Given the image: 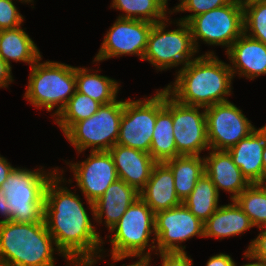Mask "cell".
Here are the masks:
<instances>
[{"mask_svg": "<svg viewBox=\"0 0 266 266\" xmlns=\"http://www.w3.org/2000/svg\"><path fill=\"white\" fill-rule=\"evenodd\" d=\"M58 174L59 171L47 182L44 193V221L48 232L54 238L58 254L72 266H93L101 257L104 240L92 226L81 198L60 186L65 178Z\"/></svg>", "mask_w": 266, "mask_h": 266, "instance_id": "1", "label": "cell"}, {"mask_svg": "<svg viewBox=\"0 0 266 266\" xmlns=\"http://www.w3.org/2000/svg\"><path fill=\"white\" fill-rule=\"evenodd\" d=\"M173 85L164 88L178 102L203 107L227 102L231 94L233 74L230 65L219 60L214 52L198 56L177 72Z\"/></svg>", "mask_w": 266, "mask_h": 266, "instance_id": "2", "label": "cell"}, {"mask_svg": "<svg viewBox=\"0 0 266 266\" xmlns=\"http://www.w3.org/2000/svg\"><path fill=\"white\" fill-rule=\"evenodd\" d=\"M54 238L45 221L0 223V266H55Z\"/></svg>", "mask_w": 266, "mask_h": 266, "instance_id": "3", "label": "cell"}, {"mask_svg": "<svg viewBox=\"0 0 266 266\" xmlns=\"http://www.w3.org/2000/svg\"><path fill=\"white\" fill-rule=\"evenodd\" d=\"M40 60L41 57L31 66L24 98L38 109L44 107L48 112L58 106L53 114L55 116L76 91L75 67L53 61L40 63Z\"/></svg>", "mask_w": 266, "mask_h": 266, "instance_id": "4", "label": "cell"}, {"mask_svg": "<svg viewBox=\"0 0 266 266\" xmlns=\"http://www.w3.org/2000/svg\"><path fill=\"white\" fill-rule=\"evenodd\" d=\"M42 171V172H41ZM58 171L14 168L0 188L4 189L10 205L11 220L17 223L44 221V193L47 182Z\"/></svg>", "mask_w": 266, "mask_h": 266, "instance_id": "5", "label": "cell"}, {"mask_svg": "<svg viewBox=\"0 0 266 266\" xmlns=\"http://www.w3.org/2000/svg\"><path fill=\"white\" fill-rule=\"evenodd\" d=\"M123 110L124 100L101 105L95 114L74 123L64 135L79 154L89 147L90 151H109L117 143Z\"/></svg>", "mask_w": 266, "mask_h": 266, "instance_id": "6", "label": "cell"}, {"mask_svg": "<svg viewBox=\"0 0 266 266\" xmlns=\"http://www.w3.org/2000/svg\"><path fill=\"white\" fill-rule=\"evenodd\" d=\"M165 21L168 22V19L153 24L142 60L149 61L159 71L179 64L183 65L180 70L186 69L197 53L190 27L188 23L179 21L176 22L177 29L166 31Z\"/></svg>", "mask_w": 266, "mask_h": 266, "instance_id": "7", "label": "cell"}, {"mask_svg": "<svg viewBox=\"0 0 266 266\" xmlns=\"http://www.w3.org/2000/svg\"><path fill=\"white\" fill-rule=\"evenodd\" d=\"M155 213L139 197L131 204L121 219L109 230L114 232L110 239L111 255L149 256L156 246H150V236L155 234ZM146 247H149L145 253Z\"/></svg>", "mask_w": 266, "mask_h": 266, "instance_id": "8", "label": "cell"}, {"mask_svg": "<svg viewBox=\"0 0 266 266\" xmlns=\"http://www.w3.org/2000/svg\"><path fill=\"white\" fill-rule=\"evenodd\" d=\"M188 25L198 52V40L208 45H231L244 33L243 9L233 0L224 6L193 17Z\"/></svg>", "mask_w": 266, "mask_h": 266, "instance_id": "9", "label": "cell"}, {"mask_svg": "<svg viewBox=\"0 0 266 266\" xmlns=\"http://www.w3.org/2000/svg\"><path fill=\"white\" fill-rule=\"evenodd\" d=\"M154 245L156 252H185L181 244L194 236L204 237V223L182 203L181 205L155 213Z\"/></svg>", "mask_w": 266, "mask_h": 266, "instance_id": "10", "label": "cell"}, {"mask_svg": "<svg viewBox=\"0 0 266 266\" xmlns=\"http://www.w3.org/2000/svg\"><path fill=\"white\" fill-rule=\"evenodd\" d=\"M205 114L210 151H227L256 129L230 101L205 108Z\"/></svg>", "mask_w": 266, "mask_h": 266, "instance_id": "11", "label": "cell"}, {"mask_svg": "<svg viewBox=\"0 0 266 266\" xmlns=\"http://www.w3.org/2000/svg\"><path fill=\"white\" fill-rule=\"evenodd\" d=\"M156 123V94L143 100H124L116 144L150 153Z\"/></svg>", "mask_w": 266, "mask_h": 266, "instance_id": "12", "label": "cell"}, {"mask_svg": "<svg viewBox=\"0 0 266 266\" xmlns=\"http://www.w3.org/2000/svg\"><path fill=\"white\" fill-rule=\"evenodd\" d=\"M152 26L153 23L144 20L116 19L104 36V41L94 62L126 54L137 55L142 60Z\"/></svg>", "mask_w": 266, "mask_h": 266, "instance_id": "13", "label": "cell"}, {"mask_svg": "<svg viewBox=\"0 0 266 266\" xmlns=\"http://www.w3.org/2000/svg\"><path fill=\"white\" fill-rule=\"evenodd\" d=\"M89 157L80 163H70V169L78 188L84 194L94 217V202L109 185L119 179L115 163L109 151H90Z\"/></svg>", "mask_w": 266, "mask_h": 266, "instance_id": "14", "label": "cell"}, {"mask_svg": "<svg viewBox=\"0 0 266 266\" xmlns=\"http://www.w3.org/2000/svg\"><path fill=\"white\" fill-rule=\"evenodd\" d=\"M203 107L185 105L172 97L173 136L179 155L200 156L210 150Z\"/></svg>", "mask_w": 266, "mask_h": 266, "instance_id": "15", "label": "cell"}, {"mask_svg": "<svg viewBox=\"0 0 266 266\" xmlns=\"http://www.w3.org/2000/svg\"><path fill=\"white\" fill-rule=\"evenodd\" d=\"M150 155L156 162L180 156L173 136L172 96L165 89L156 91V123Z\"/></svg>", "mask_w": 266, "mask_h": 266, "instance_id": "16", "label": "cell"}, {"mask_svg": "<svg viewBox=\"0 0 266 266\" xmlns=\"http://www.w3.org/2000/svg\"><path fill=\"white\" fill-rule=\"evenodd\" d=\"M119 179L140 192L157 163L150 153L115 144L110 150Z\"/></svg>", "mask_w": 266, "mask_h": 266, "instance_id": "17", "label": "cell"}, {"mask_svg": "<svg viewBox=\"0 0 266 266\" xmlns=\"http://www.w3.org/2000/svg\"><path fill=\"white\" fill-rule=\"evenodd\" d=\"M266 140V125L255 129L227 152L250 184L261 183L265 178L262 154Z\"/></svg>", "mask_w": 266, "mask_h": 266, "instance_id": "18", "label": "cell"}, {"mask_svg": "<svg viewBox=\"0 0 266 266\" xmlns=\"http://www.w3.org/2000/svg\"><path fill=\"white\" fill-rule=\"evenodd\" d=\"M234 74L250 80L266 74V45L243 33L226 51Z\"/></svg>", "mask_w": 266, "mask_h": 266, "instance_id": "19", "label": "cell"}, {"mask_svg": "<svg viewBox=\"0 0 266 266\" xmlns=\"http://www.w3.org/2000/svg\"><path fill=\"white\" fill-rule=\"evenodd\" d=\"M140 198L156 213L182 204L177 196L171 168L165 162H157Z\"/></svg>", "mask_w": 266, "mask_h": 266, "instance_id": "20", "label": "cell"}, {"mask_svg": "<svg viewBox=\"0 0 266 266\" xmlns=\"http://www.w3.org/2000/svg\"><path fill=\"white\" fill-rule=\"evenodd\" d=\"M204 160L205 173L215 185L218 194L219 189L230 192L232 201L250 185L227 151L212 149Z\"/></svg>", "mask_w": 266, "mask_h": 266, "instance_id": "21", "label": "cell"}, {"mask_svg": "<svg viewBox=\"0 0 266 266\" xmlns=\"http://www.w3.org/2000/svg\"><path fill=\"white\" fill-rule=\"evenodd\" d=\"M140 197L132 186L118 179L111 183L104 194L94 202V219L105 223L109 230L121 219L128 207Z\"/></svg>", "mask_w": 266, "mask_h": 266, "instance_id": "22", "label": "cell"}, {"mask_svg": "<svg viewBox=\"0 0 266 266\" xmlns=\"http://www.w3.org/2000/svg\"><path fill=\"white\" fill-rule=\"evenodd\" d=\"M254 227L248 215L235 200L221 205L204 223V237L228 238Z\"/></svg>", "mask_w": 266, "mask_h": 266, "instance_id": "23", "label": "cell"}, {"mask_svg": "<svg viewBox=\"0 0 266 266\" xmlns=\"http://www.w3.org/2000/svg\"><path fill=\"white\" fill-rule=\"evenodd\" d=\"M0 57L10 67V60L22 61L32 66L41 55L34 41L19 26L0 30Z\"/></svg>", "mask_w": 266, "mask_h": 266, "instance_id": "24", "label": "cell"}, {"mask_svg": "<svg viewBox=\"0 0 266 266\" xmlns=\"http://www.w3.org/2000/svg\"><path fill=\"white\" fill-rule=\"evenodd\" d=\"M165 163L171 168L177 196L183 202L205 173V160L201 156L180 155Z\"/></svg>", "mask_w": 266, "mask_h": 266, "instance_id": "25", "label": "cell"}, {"mask_svg": "<svg viewBox=\"0 0 266 266\" xmlns=\"http://www.w3.org/2000/svg\"><path fill=\"white\" fill-rule=\"evenodd\" d=\"M86 68L75 67L76 91L101 103H112L117 98L119 84L107 76L89 73Z\"/></svg>", "mask_w": 266, "mask_h": 266, "instance_id": "26", "label": "cell"}, {"mask_svg": "<svg viewBox=\"0 0 266 266\" xmlns=\"http://www.w3.org/2000/svg\"><path fill=\"white\" fill-rule=\"evenodd\" d=\"M219 194L206 173L198 180L191 194L182 202L191 213L205 223L219 208Z\"/></svg>", "mask_w": 266, "mask_h": 266, "instance_id": "27", "label": "cell"}, {"mask_svg": "<svg viewBox=\"0 0 266 266\" xmlns=\"http://www.w3.org/2000/svg\"><path fill=\"white\" fill-rule=\"evenodd\" d=\"M168 0H112L113 8L122 10V19H137L151 23L167 20L166 8Z\"/></svg>", "mask_w": 266, "mask_h": 266, "instance_id": "28", "label": "cell"}, {"mask_svg": "<svg viewBox=\"0 0 266 266\" xmlns=\"http://www.w3.org/2000/svg\"><path fill=\"white\" fill-rule=\"evenodd\" d=\"M101 103L89 96L75 91L66 106L56 115L55 123L65 133L74 123L85 120L95 114Z\"/></svg>", "mask_w": 266, "mask_h": 266, "instance_id": "29", "label": "cell"}, {"mask_svg": "<svg viewBox=\"0 0 266 266\" xmlns=\"http://www.w3.org/2000/svg\"><path fill=\"white\" fill-rule=\"evenodd\" d=\"M253 226L266 227V189L261 183L250 184L235 199Z\"/></svg>", "mask_w": 266, "mask_h": 266, "instance_id": "30", "label": "cell"}, {"mask_svg": "<svg viewBox=\"0 0 266 266\" xmlns=\"http://www.w3.org/2000/svg\"><path fill=\"white\" fill-rule=\"evenodd\" d=\"M243 19L244 33L266 45V2L247 6L243 9Z\"/></svg>", "mask_w": 266, "mask_h": 266, "instance_id": "31", "label": "cell"}, {"mask_svg": "<svg viewBox=\"0 0 266 266\" xmlns=\"http://www.w3.org/2000/svg\"><path fill=\"white\" fill-rule=\"evenodd\" d=\"M231 1L232 0H185L176 9H173V11H171V14L173 12H180V11L193 12L187 17L185 16L184 18H181L179 20L188 23L193 17L208 12L210 10H213L215 8L227 5Z\"/></svg>", "mask_w": 266, "mask_h": 266, "instance_id": "32", "label": "cell"}, {"mask_svg": "<svg viewBox=\"0 0 266 266\" xmlns=\"http://www.w3.org/2000/svg\"><path fill=\"white\" fill-rule=\"evenodd\" d=\"M23 21L12 0H0V30L17 28Z\"/></svg>", "mask_w": 266, "mask_h": 266, "instance_id": "33", "label": "cell"}, {"mask_svg": "<svg viewBox=\"0 0 266 266\" xmlns=\"http://www.w3.org/2000/svg\"><path fill=\"white\" fill-rule=\"evenodd\" d=\"M259 230V235L251 241L247 251L253 257L266 262V227H261Z\"/></svg>", "mask_w": 266, "mask_h": 266, "instance_id": "34", "label": "cell"}, {"mask_svg": "<svg viewBox=\"0 0 266 266\" xmlns=\"http://www.w3.org/2000/svg\"><path fill=\"white\" fill-rule=\"evenodd\" d=\"M162 266H193L187 252L160 253Z\"/></svg>", "mask_w": 266, "mask_h": 266, "instance_id": "35", "label": "cell"}, {"mask_svg": "<svg viewBox=\"0 0 266 266\" xmlns=\"http://www.w3.org/2000/svg\"><path fill=\"white\" fill-rule=\"evenodd\" d=\"M234 260L226 254L220 253L209 258L206 266H235Z\"/></svg>", "mask_w": 266, "mask_h": 266, "instance_id": "36", "label": "cell"}, {"mask_svg": "<svg viewBox=\"0 0 266 266\" xmlns=\"http://www.w3.org/2000/svg\"><path fill=\"white\" fill-rule=\"evenodd\" d=\"M11 67L0 57V87H8L13 82Z\"/></svg>", "mask_w": 266, "mask_h": 266, "instance_id": "37", "label": "cell"}, {"mask_svg": "<svg viewBox=\"0 0 266 266\" xmlns=\"http://www.w3.org/2000/svg\"><path fill=\"white\" fill-rule=\"evenodd\" d=\"M7 200L5 190L0 188V213L4 217V219L0 220V223L11 221L10 205Z\"/></svg>", "mask_w": 266, "mask_h": 266, "instance_id": "38", "label": "cell"}, {"mask_svg": "<svg viewBox=\"0 0 266 266\" xmlns=\"http://www.w3.org/2000/svg\"><path fill=\"white\" fill-rule=\"evenodd\" d=\"M14 170V167L5 159L0 156V187L4 181H6L10 172Z\"/></svg>", "mask_w": 266, "mask_h": 266, "instance_id": "39", "label": "cell"}, {"mask_svg": "<svg viewBox=\"0 0 266 266\" xmlns=\"http://www.w3.org/2000/svg\"><path fill=\"white\" fill-rule=\"evenodd\" d=\"M112 260L115 261H120L123 260L125 258H129V257H139V260H137L136 262H134L133 264L130 265H126V266H150V260L152 259L149 256H114L111 255ZM123 266H125V264H123Z\"/></svg>", "mask_w": 266, "mask_h": 266, "instance_id": "40", "label": "cell"}, {"mask_svg": "<svg viewBox=\"0 0 266 266\" xmlns=\"http://www.w3.org/2000/svg\"><path fill=\"white\" fill-rule=\"evenodd\" d=\"M244 258L246 257V258H248L249 260H254V261H256V262H253V263H247V264H244V265H242V266H266V262H264V261H261V260H259V259H257V258H255V257H253L248 251H245L244 252ZM235 266H237V265H235Z\"/></svg>", "mask_w": 266, "mask_h": 266, "instance_id": "41", "label": "cell"}, {"mask_svg": "<svg viewBox=\"0 0 266 266\" xmlns=\"http://www.w3.org/2000/svg\"><path fill=\"white\" fill-rule=\"evenodd\" d=\"M239 7L245 9L247 6H250L255 3H259L263 0H233Z\"/></svg>", "mask_w": 266, "mask_h": 266, "instance_id": "42", "label": "cell"}, {"mask_svg": "<svg viewBox=\"0 0 266 266\" xmlns=\"http://www.w3.org/2000/svg\"><path fill=\"white\" fill-rule=\"evenodd\" d=\"M262 161H263V167H264V173L266 174V140H265V147L262 154Z\"/></svg>", "mask_w": 266, "mask_h": 266, "instance_id": "43", "label": "cell"}, {"mask_svg": "<svg viewBox=\"0 0 266 266\" xmlns=\"http://www.w3.org/2000/svg\"><path fill=\"white\" fill-rule=\"evenodd\" d=\"M261 184H262L263 187L266 189V176H265V178L263 179V181L261 182Z\"/></svg>", "mask_w": 266, "mask_h": 266, "instance_id": "44", "label": "cell"}, {"mask_svg": "<svg viewBox=\"0 0 266 266\" xmlns=\"http://www.w3.org/2000/svg\"><path fill=\"white\" fill-rule=\"evenodd\" d=\"M22 3L23 2H26V3H29V2H32L33 0H20Z\"/></svg>", "mask_w": 266, "mask_h": 266, "instance_id": "45", "label": "cell"}, {"mask_svg": "<svg viewBox=\"0 0 266 266\" xmlns=\"http://www.w3.org/2000/svg\"><path fill=\"white\" fill-rule=\"evenodd\" d=\"M180 1V3L177 5V6H175L174 8L176 9L182 2H184L185 0H179Z\"/></svg>", "mask_w": 266, "mask_h": 266, "instance_id": "46", "label": "cell"}]
</instances>
